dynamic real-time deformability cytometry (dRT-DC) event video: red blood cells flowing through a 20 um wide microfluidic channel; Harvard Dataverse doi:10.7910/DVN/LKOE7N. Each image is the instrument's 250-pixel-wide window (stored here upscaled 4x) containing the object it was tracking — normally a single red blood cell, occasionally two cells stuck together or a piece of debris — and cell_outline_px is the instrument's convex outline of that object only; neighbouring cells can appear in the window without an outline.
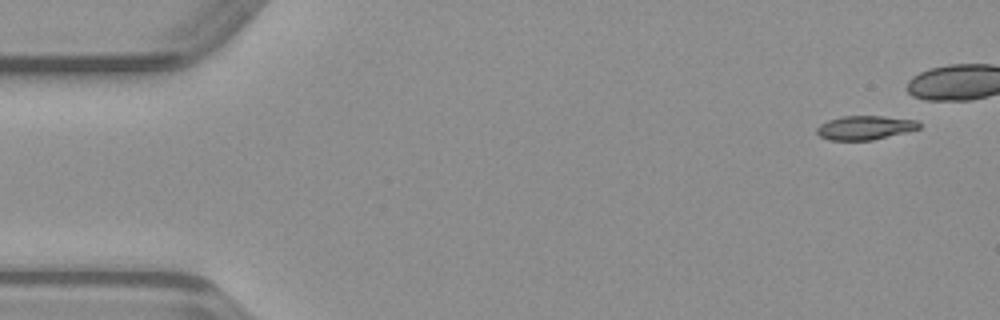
{"species": "common noctule bat (a hibernating species)", "species_latin": "Nyctalus noctula", "temperature_condition": "warm", "stored_images_in_passage": 39, "camera_frame_rate_fps": 3000, "um_per_image_px": 0.085, "animal": {"sex": "male", "body_mass_g": 23.1, "forearm_length_mm": 52.7}, "frame": {"image": 1, "passage_image": 3, "time_ms": 0.667, "image_size_px": [1000, 320], "cell_outline_px": [[920, 128], [872, 140], [828, 140], [820, 136], [816, 132], [816, 128], [820, 124], [828, 120], [844, 116], [884, 116], [916, 120], [920, 124]], "centroid_in_image_um": [73.49, 10.85], "position_along_channel_um": 11.5, "area_um2": 14.16}}
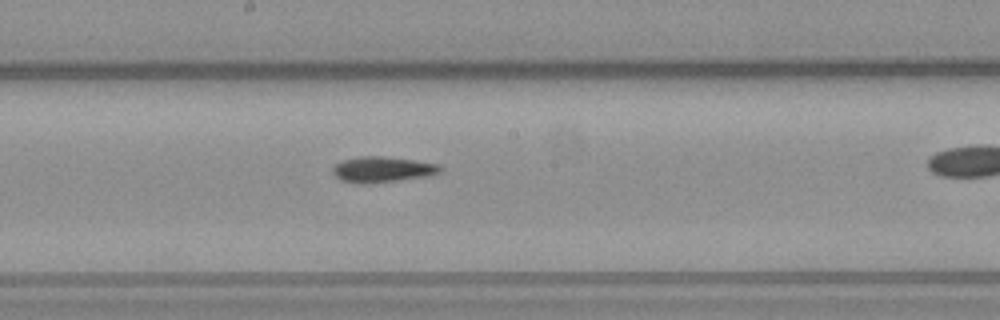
{"frame": {"image": 2, "passage_image": 26, "time_ms": 8.333, "image_size_px": [1000, 320], "cell_outline_px": [[444, 168], [440, 172], [428, 176], [396, 180], [344, 180], [336, 176], [332, 172], [332, 168], [336, 164], [344, 160], [360, 156], [384, 156], [412, 160], [436, 164]], "centroid_in_image_um": [32.57, 14.34], "position_along_channel_um": 215.6, "area_um2": 14.97}}
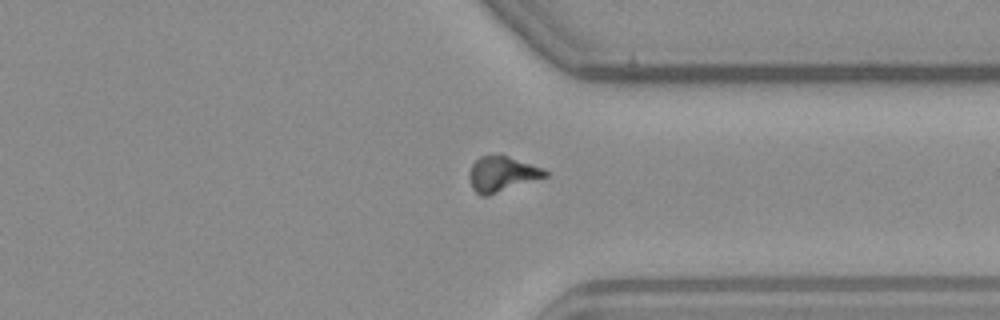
{"frame": {"image": 3, "passage_image": 37, "time_ms": 12.0, "image_size_px": [1000, 320], "cell_outline_px": [[552, 172], [548, 176], [488, 196], [480, 196], [472, 188], [468, 176], [468, 172], [472, 164], [480, 156], [508, 156], [544, 168]], "centroid_in_image_um": [42.69, 14.81], "position_along_channel_um": 368.7, "area_um2": 15.72}}